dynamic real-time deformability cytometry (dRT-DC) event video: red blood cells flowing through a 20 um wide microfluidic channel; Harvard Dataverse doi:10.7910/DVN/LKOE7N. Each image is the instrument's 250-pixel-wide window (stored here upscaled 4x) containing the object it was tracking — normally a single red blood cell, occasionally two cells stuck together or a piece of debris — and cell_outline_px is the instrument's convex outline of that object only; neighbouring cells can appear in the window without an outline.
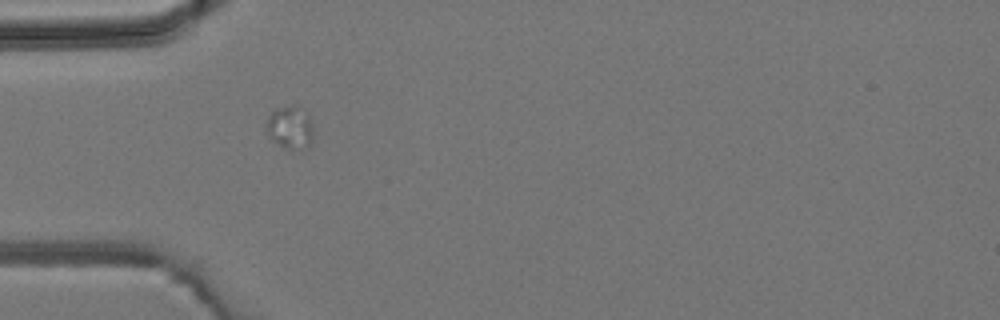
{"species": "common noctule bat (a hibernating species)", "species_latin": "Nyctalus noctula", "temperature_condition": "room temperature", "stored_images_in_passage": 6, "camera_frame_rate_fps": 3000, "um_per_image_px": 0.085, "animal": {"sex": "male", "body_mass_g": 19.2, "forearm_length_mm": 51.8}, "frame": {"image": 1, "passage_image": 4, "time_ms": 3.333, "image_size_px": [1000, 320], "cell_outline_px": [[312, 140], [308, 148], [300, 152], [288, 148], [272, 140], [268, 136], [264, 128], [268, 116], [276, 108], [288, 104], [300, 104], [308, 112], [312, 128]], "centroid_in_image_um": [24.67, 10.8], "position_along_channel_um": 60.3, "area_um2": 12.37}}